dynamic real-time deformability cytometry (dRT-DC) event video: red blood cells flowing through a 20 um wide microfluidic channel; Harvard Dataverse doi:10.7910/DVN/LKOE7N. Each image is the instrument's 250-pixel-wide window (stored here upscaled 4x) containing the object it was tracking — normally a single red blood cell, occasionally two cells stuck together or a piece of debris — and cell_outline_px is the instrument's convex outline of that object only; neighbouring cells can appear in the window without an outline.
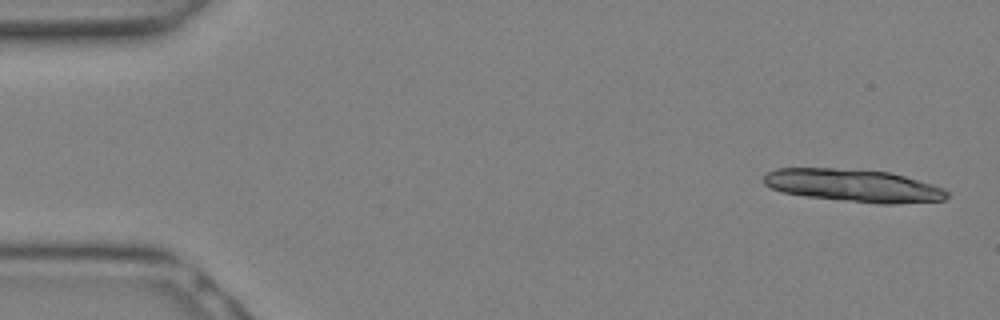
{"species": "Egyptian fruit bat (a non-hibernating species)", "species_latin": "Rousettus aegyptiacus", "temperature_condition": "warm", "stored_images_in_passage": 10, "camera_frame_rate_fps": 3000, "um_per_image_px": 0.085, "animal": {"sex": "female"}, "frame": {"image": 1, "passage_image": 1, "time_ms": 0.0, "image_size_px": [1000, 320], "cell_outline_px": [[948, 196], [944, 200], [896, 204], [876, 204], [804, 196], [780, 192], [764, 184], [764, 176], [768, 172], [776, 168], [832, 168], [892, 172], [932, 184], [944, 188], [948, 192]], "centroid_in_image_um": [72.55, 15.78], "position_along_channel_um": 12.4, "area_um2": 35.08}}
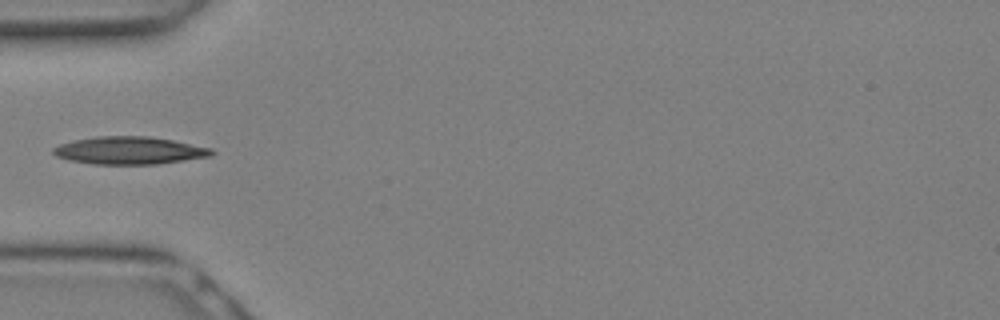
{"frame": {"image": 2, "passage_image": 9, "time_ms": 2.667, "image_size_px": [1000, 320], "cell_outline_px": [[216, 152], [212, 156], [156, 164], [92, 164], [68, 160], [56, 156], [52, 152], [52, 148], [60, 144], [76, 140], [96, 136], [148, 136], [172, 140], [212, 148]], "centroid_in_image_um": [11.0, 12.79], "position_along_channel_um": 74.0, "area_um2": 25.49}}